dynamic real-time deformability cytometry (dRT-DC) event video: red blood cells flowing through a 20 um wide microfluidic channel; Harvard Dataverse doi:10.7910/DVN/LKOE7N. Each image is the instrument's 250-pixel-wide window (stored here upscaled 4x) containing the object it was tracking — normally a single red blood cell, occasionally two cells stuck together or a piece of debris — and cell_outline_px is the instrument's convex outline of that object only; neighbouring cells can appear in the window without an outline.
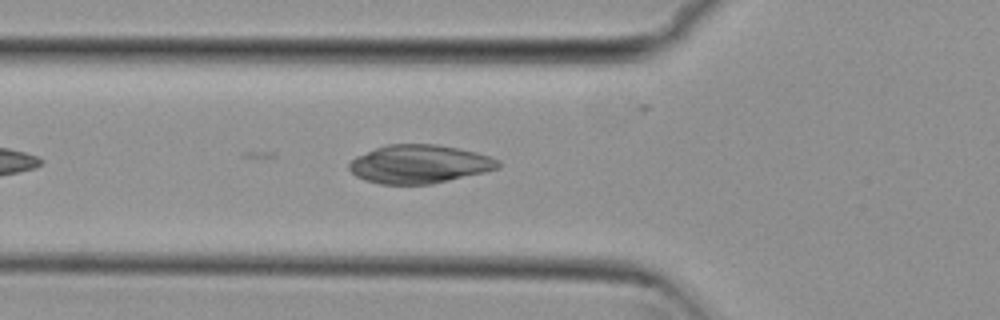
{"species": "common noctule bat (a hibernating species)", "species_latin": "Nyctalus noctula", "temperature_condition": "cold", "stored_images_in_passage": 5, "camera_frame_rate_fps": 3000, "um_per_image_px": 0.085, "animal": {"sex": "female", "body_mass_g": 29.2, "forearm_length_mm": 56.3}, "frame": {"image": 1, "passage_image": 5, "time_ms": 1.333, "image_size_px": [1000, 320], "cell_outline_px": [[500, 168], [484, 172], [432, 184], [380, 184], [364, 180], [356, 176], [348, 168], [348, 164], [356, 156], [376, 148], [388, 144], [436, 144], [476, 152], [500, 160]], "centroid_in_image_um": [35.63, 13.95], "position_along_channel_um": 90.2, "area_um2": 33.29}}